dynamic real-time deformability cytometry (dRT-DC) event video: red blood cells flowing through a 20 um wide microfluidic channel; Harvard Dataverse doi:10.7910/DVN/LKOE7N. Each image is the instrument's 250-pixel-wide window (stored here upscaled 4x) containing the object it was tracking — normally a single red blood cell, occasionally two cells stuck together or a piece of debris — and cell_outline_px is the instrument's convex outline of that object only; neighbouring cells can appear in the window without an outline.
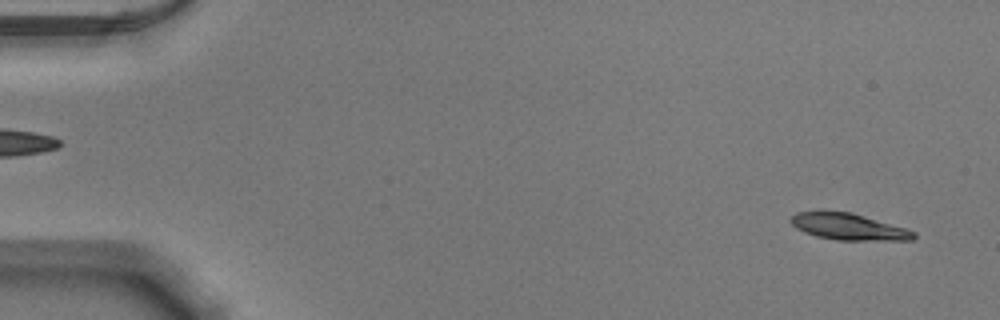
{"species": "Egyptian fruit bat (a non-hibernating species)", "species_latin": "Rousettus aegyptiacus", "temperature_condition": "warm", "stored_images_in_passage": 51, "camera_frame_rate_fps": 3000, "um_per_image_px": 0.085, "animal": {"sex": "male"}, "frame": {"image": 1, "passage_image": 2, "time_ms": 0.333, "image_size_px": [1000, 320], "cell_outline_px": [[916, 236], [912, 240], [836, 240], [816, 236], [804, 232], [796, 228], [788, 220], [796, 212], [816, 208], [824, 208], [852, 212], [908, 228], [916, 232]], "centroid_in_image_um": [72.06, 19.21], "position_along_channel_um": 12.9, "area_um2": 19.94}}
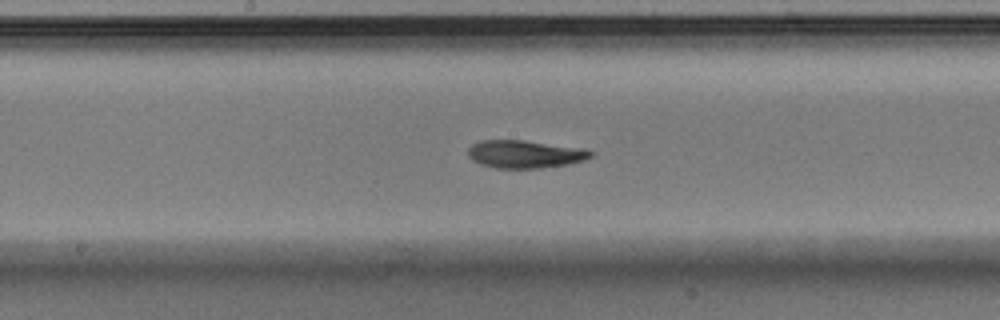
{"frame": {"image": 2, "passage_image": 27, "time_ms": 8.667, "image_size_px": [1000, 320], "cell_outline_px": [[592, 156], [584, 160], [568, 164], [540, 168], [496, 168], [480, 164], [472, 160], [468, 156], [468, 148], [472, 144], [484, 140], [524, 140], [580, 148], [592, 152]], "centroid_in_image_um": [44.57, 13.1], "position_along_channel_um": 203.6, "area_um2": 19.71}}
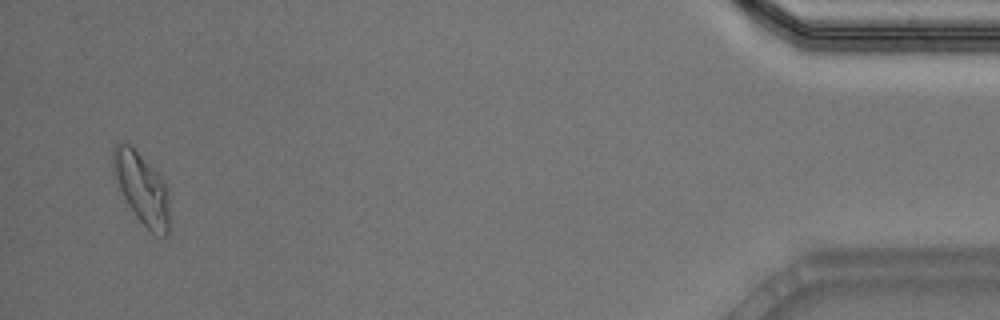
{"frame": {"image": 3, "passage_image": 50, "time_ms": 16.333, "image_size_px": [1000, 320], "cell_outline_px": [[168, 232], [164, 236], [152, 232], [136, 216], [128, 204], [112, 176], [112, 148], [116, 144], [132, 144], [164, 180], [168, 192]], "centroid_in_image_um": [12.01, 15.94], "position_along_channel_um": 423.2, "area_um2": 23.35}, "authors_computed_cell_mechanics": {"area_um2": 19.8254, "velocity_mm_per_s": 3.8725, "shape_relaxation_time_tau1_ms": 4.2419, "shape_relaxation_time_tau2_ms": 3.8679, "deformation_change_tau1": 0.1846, "deformation_change_tau2": 0.1038}}